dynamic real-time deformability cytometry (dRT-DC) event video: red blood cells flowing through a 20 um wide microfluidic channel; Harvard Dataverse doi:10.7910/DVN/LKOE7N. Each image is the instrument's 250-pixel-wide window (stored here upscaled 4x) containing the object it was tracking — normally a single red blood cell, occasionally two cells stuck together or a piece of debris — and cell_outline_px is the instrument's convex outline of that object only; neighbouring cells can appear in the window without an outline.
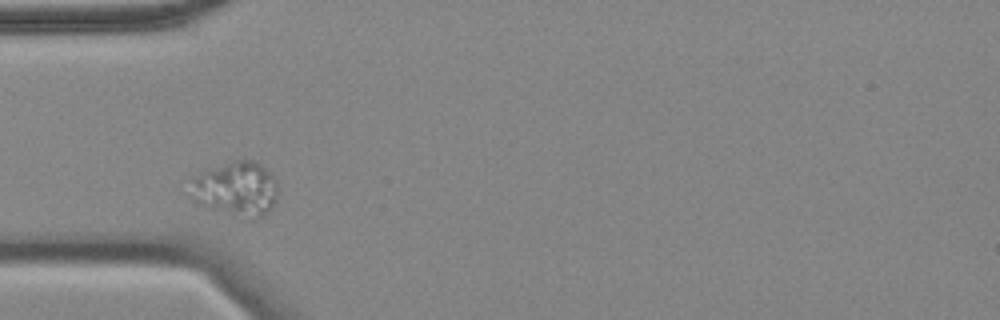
{"species": "common noctule bat (a hibernating species)", "species_latin": "Nyctalus noctula", "temperature_condition": "cold", "stored_images_in_passage": 43, "camera_frame_rate_fps": 3000, "um_per_image_px": 0.085, "animal": {"sex": "female", "body_mass_g": 18.4}, "frame": {"image": 1, "passage_image": 1, "time_ms": 0.0, "image_size_px": [1000, 320], "cell_outline_px": [[276, 200], [272, 208], [268, 212], [256, 220], [244, 220], [204, 208], [196, 204], [192, 200], [192, 176], [208, 168], [236, 160], [252, 160], [260, 164], [276, 180]], "centroid_in_image_um": [20.03, 16.12], "position_along_channel_um": 65.0, "area_um2": 28.55}}
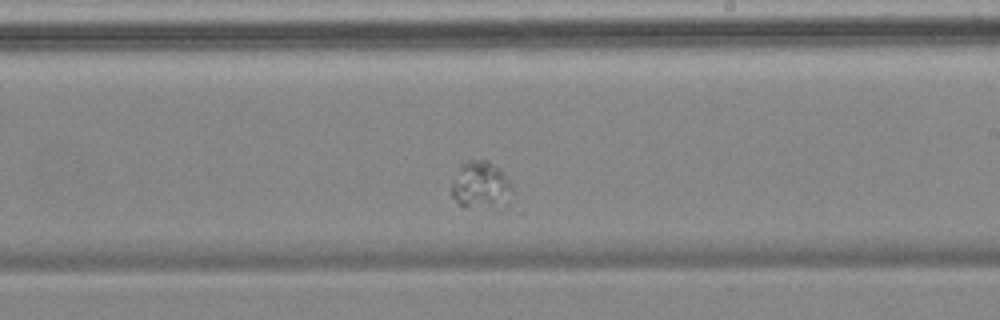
{"frame": {"image": 2, "passage_image": 18, "time_ms": 5.667, "image_size_px": [1000, 320], "cell_outline_px": [[512, 192], [492, 204], [460, 204], [452, 196], [452, 184], [460, 164], [468, 160], [488, 160], [500, 168], [512, 188]], "centroid_in_image_um": [40.78, 15.58], "position_along_channel_um": 248.2, "area_um2": 15.14}}
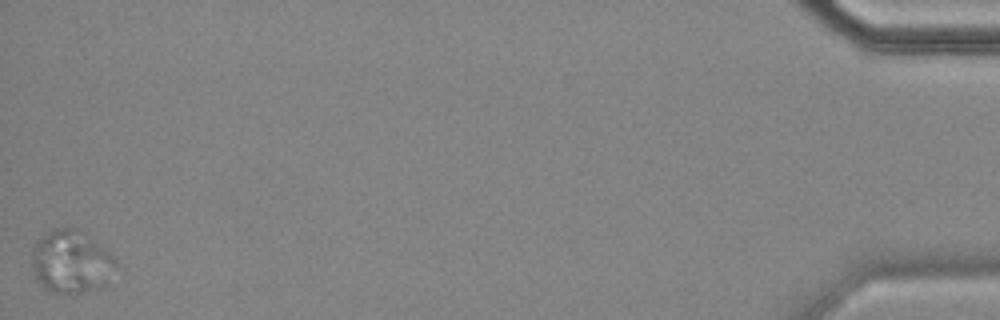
{"frame": {"image": 3, "passage_image": 43, "time_ms": 14.0, "image_size_px": [1000, 320], "cell_outline_px": [[116, 268], [108, 284], [80, 292], [52, 292], [44, 288], [36, 280], [32, 268], [32, 248], [36, 240], [52, 228], [80, 228], [104, 248], [116, 260]], "centroid_in_image_um": [6.03, 22.22], "position_along_channel_um": 429.2, "area_um2": 30.87}}